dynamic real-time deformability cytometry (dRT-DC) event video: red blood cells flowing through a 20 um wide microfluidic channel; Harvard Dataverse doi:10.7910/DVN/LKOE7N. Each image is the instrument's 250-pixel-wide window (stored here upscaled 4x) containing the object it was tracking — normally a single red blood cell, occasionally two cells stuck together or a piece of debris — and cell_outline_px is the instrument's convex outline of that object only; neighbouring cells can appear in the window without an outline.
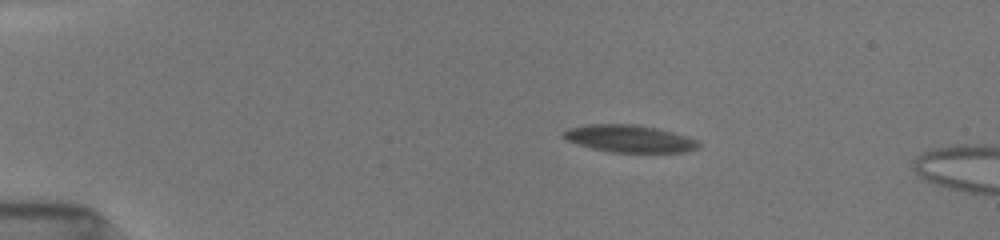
{"species": "common noctule bat (a hibernating species)", "species_latin": "Nyctalus noctula", "temperature_condition": "room temperature", "stored_images_in_passage": 9, "camera_frame_rate_fps": 3000, "um_per_image_px": 0.085, "animal": {"sex": "female", "body_mass_g": 19.5, "forearm_length_mm": 54.1}, "frame": {"image": 1, "passage_image": 7, "time_ms": 3.333, "image_size_px": [1000, 240], "cell_outline_px": [[700, 144], [696, 148], [684, 152], [612, 152], [592, 148], [568, 140], [560, 136], [564, 132], [572, 128], [592, 124], [632, 124], [656, 128], [672, 132], [696, 140]], "centroid_in_image_um": [53.5, 11.79], "position_along_channel_um": 31.5, "area_um2": 20.92}}